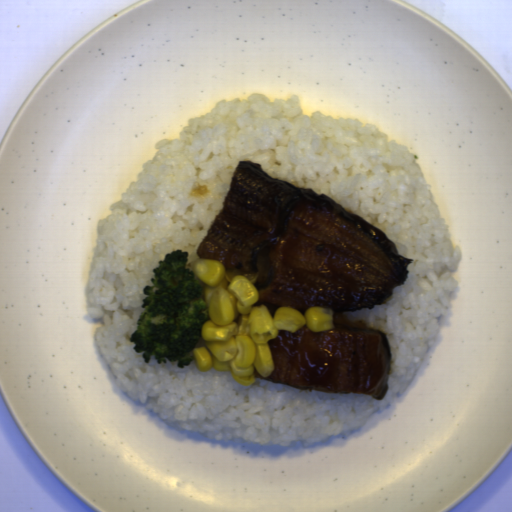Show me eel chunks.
<instances>
[{
	"label": "eel chunks",
	"instance_id": "4dd315ae",
	"mask_svg": "<svg viewBox=\"0 0 512 512\" xmlns=\"http://www.w3.org/2000/svg\"><path fill=\"white\" fill-rule=\"evenodd\" d=\"M222 262L232 283L245 276L274 320L279 307L304 317L373 309L404 285L414 259L384 231L325 193L272 178L260 163L238 161L219 213L195 249Z\"/></svg>",
	"mask_w": 512,
	"mask_h": 512
},
{
	"label": "eel chunks",
	"instance_id": "57646c5b",
	"mask_svg": "<svg viewBox=\"0 0 512 512\" xmlns=\"http://www.w3.org/2000/svg\"><path fill=\"white\" fill-rule=\"evenodd\" d=\"M273 370L255 379L301 390L386 397L393 367L392 350L381 329L333 322L313 332L305 324L294 333L278 330L267 341Z\"/></svg>",
	"mask_w": 512,
	"mask_h": 512
}]
</instances>
